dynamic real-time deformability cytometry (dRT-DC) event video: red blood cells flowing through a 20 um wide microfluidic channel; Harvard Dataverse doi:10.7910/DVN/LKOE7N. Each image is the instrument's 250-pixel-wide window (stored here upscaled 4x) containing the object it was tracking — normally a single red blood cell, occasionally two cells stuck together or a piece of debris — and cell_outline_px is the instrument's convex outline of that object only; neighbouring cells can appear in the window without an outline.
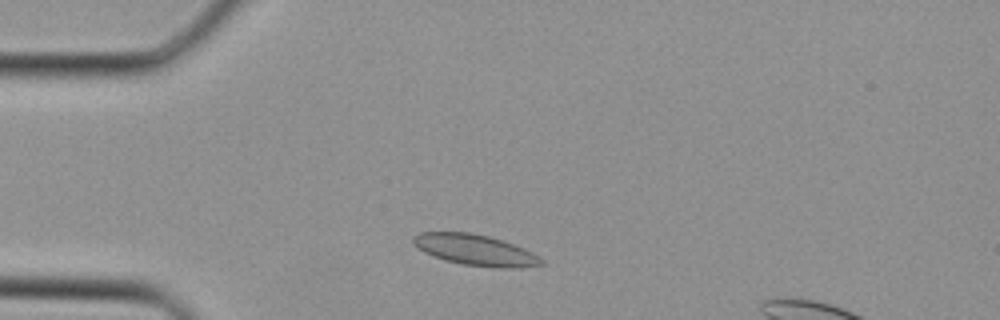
{"species": "Egyptian fruit bat (a non-hibernating species)", "species_latin": "Rousettus aegyptiacus", "temperature_condition": "cold", "stored_images_in_passage": 32, "camera_frame_rate_fps": 3000, "um_per_image_px": 0.085, "animal": {"sex": "female"}, "frame": {"image": 1, "passage_image": 3, "time_ms": 0.667, "image_size_px": [1000, 320], "cell_outline_px": [[548, 264], [520, 268], [500, 268], [464, 264], [444, 260], [424, 252], [412, 244], [412, 236], [420, 232], [472, 232], [488, 236], [524, 248], [532, 252], [544, 260]], "centroid_in_image_um": [40.41, 21.25], "position_along_channel_um": 44.6, "area_um2": 23.18}}
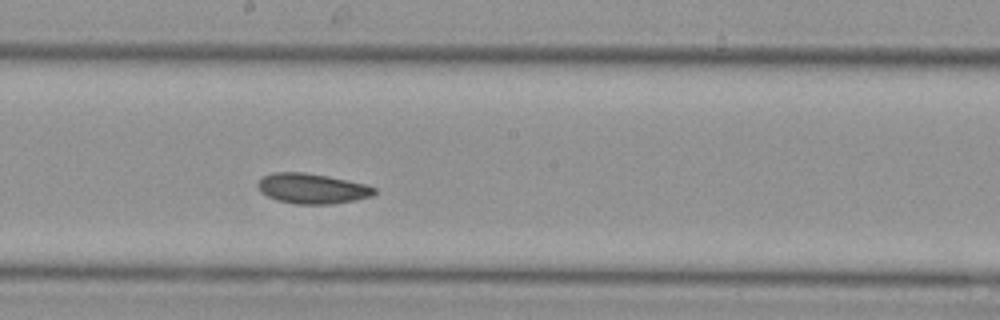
{"frame": {"image": 2, "passage_image": 14, "time_ms": 4.333, "image_size_px": [1000, 320], "cell_outline_px": [[376, 192], [372, 196], [356, 200], [328, 204], [296, 204], [276, 200], [260, 192], [256, 184], [264, 176], [272, 172], [304, 172], [328, 176], [348, 180], [364, 184], [376, 188]], "centroid_in_image_um": [26.52, 16.02], "position_along_channel_um": 221.7, "area_um2": 20.52}}
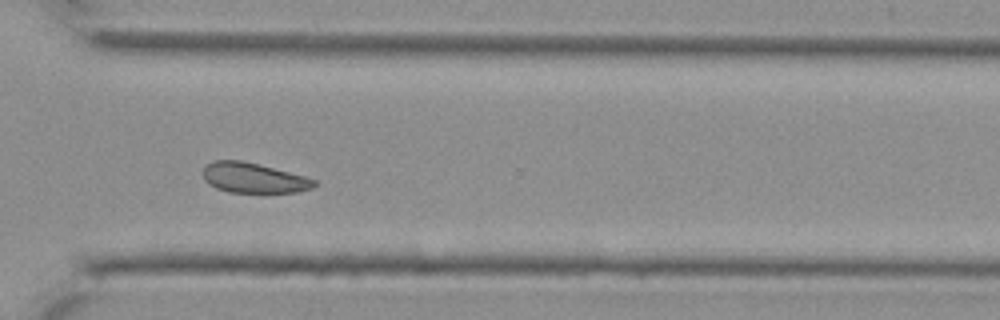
{"frame": {"image": 3, "passage_image": 21, "time_ms": 6.667, "image_size_px": [1000, 320], "cell_outline_px": [[316, 184], [312, 188], [296, 192], [228, 192], [216, 188], [208, 184], [204, 180], [204, 168], [212, 160], [240, 160], [304, 176], [316, 180]], "centroid_in_image_um": [21.52, 15.13], "position_along_channel_um": 349.1, "area_um2": 19.19}}